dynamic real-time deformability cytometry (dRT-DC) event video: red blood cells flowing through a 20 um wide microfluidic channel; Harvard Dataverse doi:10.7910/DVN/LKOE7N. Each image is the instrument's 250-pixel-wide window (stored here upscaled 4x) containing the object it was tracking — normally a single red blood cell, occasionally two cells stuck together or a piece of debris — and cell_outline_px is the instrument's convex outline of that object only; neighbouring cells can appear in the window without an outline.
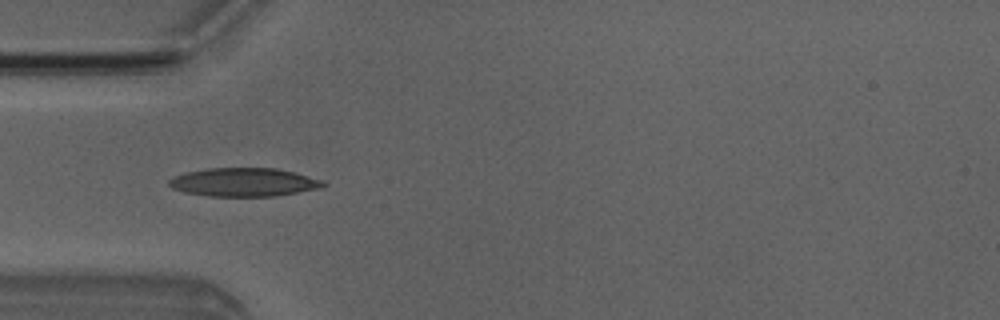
{"species": "Egyptian fruit bat (a non-hibernating species)", "species_latin": "Rousettus aegyptiacus", "temperature_condition": "room temperature", "stored_images_in_passage": 5, "camera_frame_rate_fps": 3000, "um_per_image_px": 0.085, "animal": {"sex": "male"}, "frame": {"image": 1, "passage_image": 4, "time_ms": 3.667, "image_size_px": [1000, 320], "cell_outline_px": [[328, 184], [316, 188], [276, 196], [208, 196], [184, 192], [172, 188], [168, 184], [168, 180], [172, 176], [188, 172], [208, 168], [276, 168], [308, 176], [320, 180]], "centroid_in_image_um": [20.65, 15.48], "position_along_channel_um": 64.3, "area_um2": 25.32}}